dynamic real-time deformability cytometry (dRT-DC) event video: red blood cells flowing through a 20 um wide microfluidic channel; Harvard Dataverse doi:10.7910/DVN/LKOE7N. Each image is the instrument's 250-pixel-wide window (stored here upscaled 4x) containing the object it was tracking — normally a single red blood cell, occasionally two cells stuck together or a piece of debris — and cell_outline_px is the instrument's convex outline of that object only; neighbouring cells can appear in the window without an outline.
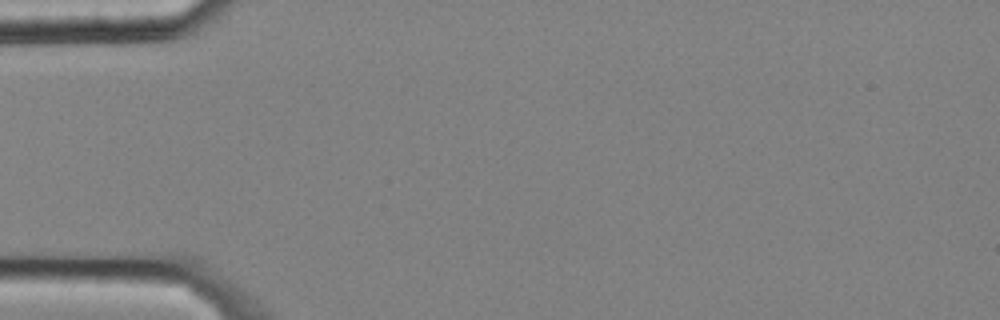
{"species": "common noctule bat (a hibernating species)", "species_latin": "Nyctalus noctula", "temperature_condition": "cold", "stored_images_in_passage": 3, "camera_frame_rate_fps": 3000, "um_per_image_px": 0.085, "animal": {"sex": "male", "body_mass_g": 20.4}, "frame": {"image": 1, "passage_image": 1, "time_ms": 0.0, "image_size_px": [1000, 320], "cell_outline_px": [[152, 236], [148, 240], [140, 244], [44, 240], [28, 236], [28, 228], [112, 228]], "centroid_in_image_um": [7.53, 20.0], "position_along_channel_um": 77.5, "area_um2": 10.81}}